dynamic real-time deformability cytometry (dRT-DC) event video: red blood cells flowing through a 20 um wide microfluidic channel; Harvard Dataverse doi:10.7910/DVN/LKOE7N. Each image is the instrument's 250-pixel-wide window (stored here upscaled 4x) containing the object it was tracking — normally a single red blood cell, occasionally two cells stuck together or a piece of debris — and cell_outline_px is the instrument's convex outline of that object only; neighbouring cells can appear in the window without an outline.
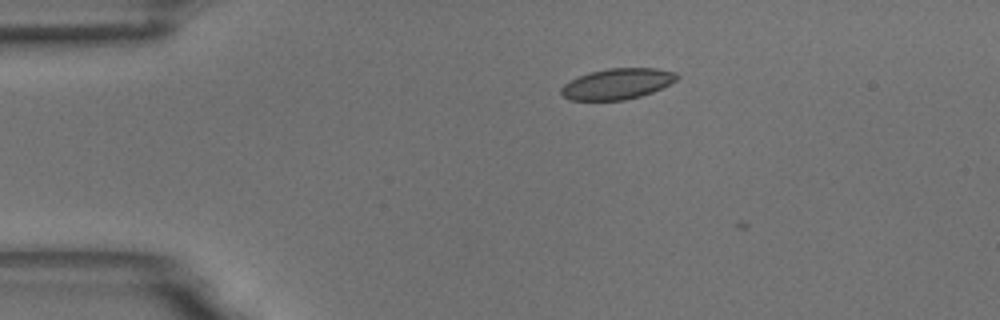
{"species": "common noctule bat (a hibernating species)", "species_latin": "Nyctalus noctula", "temperature_condition": "room temperature", "stored_images_in_passage": 6, "camera_frame_rate_fps": 3000, "um_per_image_px": 0.085, "animal": {"sex": "male", "body_mass_g": 18.8}, "frame": {"image": 1, "passage_image": 2, "time_ms": 0.333, "image_size_px": [1000, 320], "cell_outline_px": [[680, 76], [676, 80], [652, 92], [640, 96], [624, 100], [568, 100], [560, 92], [560, 88], [564, 84], [588, 72], [608, 68], [656, 68], [676, 72]], "centroid_in_image_um": [52.46, 7.12], "position_along_channel_um": 32.5, "area_um2": 20.69}}